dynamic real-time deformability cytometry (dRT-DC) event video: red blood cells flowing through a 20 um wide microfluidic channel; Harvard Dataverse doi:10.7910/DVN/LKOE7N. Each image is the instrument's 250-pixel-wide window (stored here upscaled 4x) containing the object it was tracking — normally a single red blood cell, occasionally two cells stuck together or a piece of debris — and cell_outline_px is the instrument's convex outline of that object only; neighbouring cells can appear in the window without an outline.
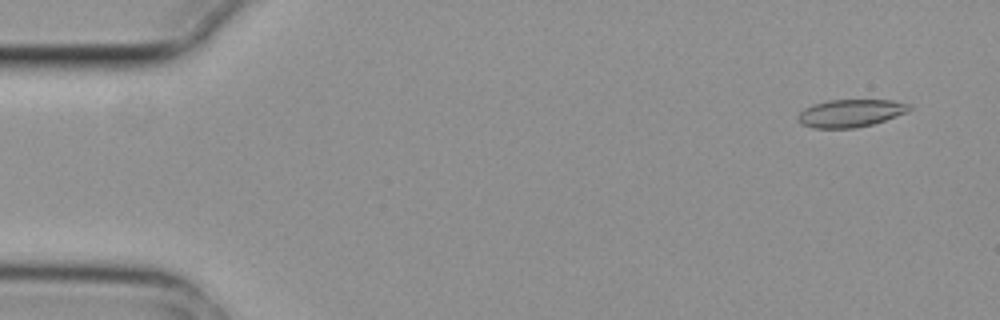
{"species": "common noctule bat (a hibernating species)", "species_latin": "Nyctalus noctula", "temperature_condition": "cold", "stored_images_in_passage": 4, "camera_frame_rate_fps": 3000, "um_per_image_px": 0.085, "animal": {"sex": "female", "body_mass_g": 29.2, "forearm_length_mm": 56.3}, "frame": {"image": 1, "passage_image": 2, "time_ms": 0.333, "image_size_px": [1000, 320], "cell_outline_px": [[912, 108], [896, 116], [872, 124], [856, 128], [812, 128], [800, 124], [800, 112], [804, 108], [812, 104], [828, 100], [892, 100], [912, 104]], "centroid_in_image_um": [72.29, 9.61], "position_along_channel_um": 12.7, "area_um2": 17.86}}